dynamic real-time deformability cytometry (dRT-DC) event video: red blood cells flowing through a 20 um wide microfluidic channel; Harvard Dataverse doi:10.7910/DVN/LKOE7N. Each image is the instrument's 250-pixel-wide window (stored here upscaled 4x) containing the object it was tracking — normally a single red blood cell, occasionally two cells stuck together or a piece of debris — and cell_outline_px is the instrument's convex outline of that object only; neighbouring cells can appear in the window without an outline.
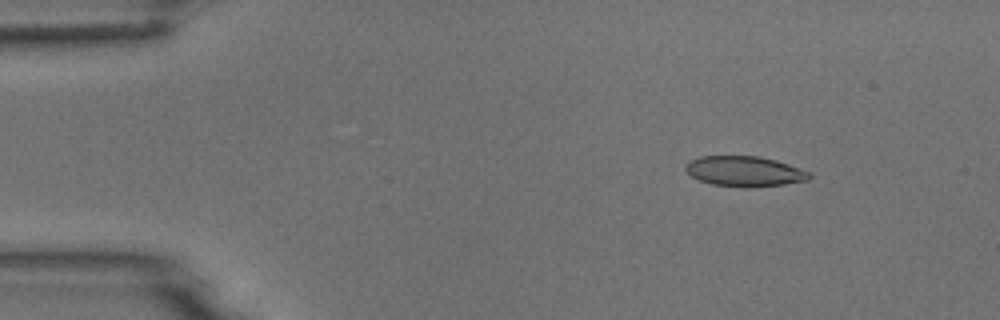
{"species": "common noctule bat (a hibernating species)", "species_latin": "Nyctalus noctula", "temperature_condition": "room temperature", "stored_images_in_passage": 4, "camera_frame_rate_fps": 3000, "um_per_image_px": 0.085, "animal": {"sex": "male", "body_mass_g": 18.8}, "frame": {"image": 1, "passage_image": 1, "time_ms": 0.0, "image_size_px": [1000, 320], "cell_outline_px": [[812, 176], [808, 180], [784, 184], [748, 188], [744, 188], [712, 184], [700, 180], [692, 176], [684, 168], [692, 160], [700, 156], [760, 156], [776, 160], [788, 164], [808, 172]], "centroid_in_image_um": [63.3, 14.57], "position_along_channel_um": 21.7, "area_um2": 21.68}}
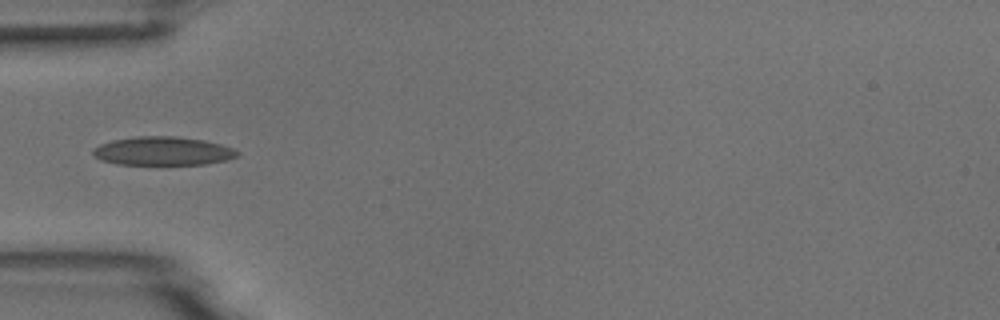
{"frame": {"image": 2, "passage_image": 4, "time_ms": 3.333, "image_size_px": [1000, 320], "cell_outline_px": [[240, 156], [228, 160], [204, 164], [116, 164], [100, 160], [92, 156], [92, 148], [100, 144], [112, 140], [136, 136], [176, 136], [204, 140], [220, 144], [232, 148], [240, 152]], "centroid_in_image_um": [13.83, 12.84], "position_along_channel_um": 71.2, "area_um2": 24.28}}